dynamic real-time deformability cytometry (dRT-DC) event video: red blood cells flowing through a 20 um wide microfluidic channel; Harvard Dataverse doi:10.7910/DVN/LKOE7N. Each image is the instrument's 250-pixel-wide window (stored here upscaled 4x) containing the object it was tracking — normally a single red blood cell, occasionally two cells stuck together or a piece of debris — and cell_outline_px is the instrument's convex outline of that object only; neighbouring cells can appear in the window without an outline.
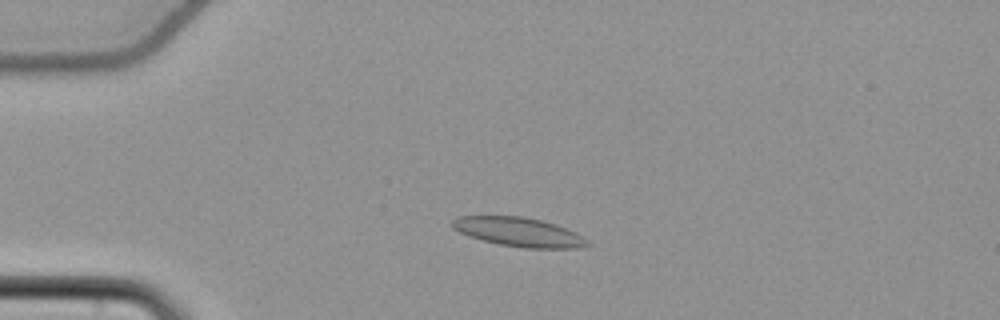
{"species": "common noctule bat (a hibernating species)", "species_latin": "Nyctalus noctula", "temperature_condition": "cold", "stored_images_in_passage": 48, "camera_frame_rate_fps": 3000, "um_per_image_px": 0.085, "animal": {"sex": "female", "body_mass_g": 22.7, "forearm_length_mm": 54.2}, "frame": {"image": 1, "passage_image": 7, "time_ms": 2.0, "image_size_px": [1000, 320], "cell_outline_px": [[592, 244], [576, 248], [524, 248], [500, 244], [484, 240], [460, 232], [452, 228], [452, 220], [456, 216], [524, 216], [556, 224], [576, 232], [588, 240]], "centroid_in_image_um": [44.13, 19.71], "position_along_channel_um": 40.9, "area_um2": 22.77}}
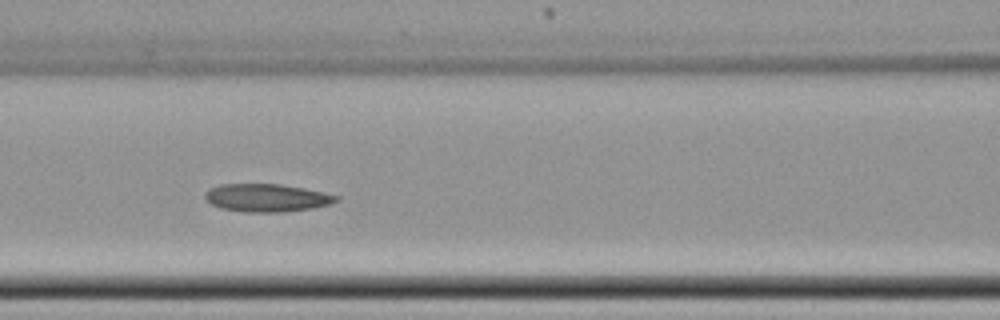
{"frame": {"image": 2, "passage_image": 18, "time_ms": 5.667, "image_size_px": [1000, 320], "cell_outline_px": [[340, 200], [332, 204], [312, 208], [284, 212], [244, 212], [220, 208], [212, 204], [204, 196], [204, 192], [208, 188], [220, 184], [280, 184], [304, 188], [324, 192], [340, 196]], "centroid_in_image_um": [22.69, 16.81], "position_along_channel_um": 143.9, "area_um2": 21.56}}
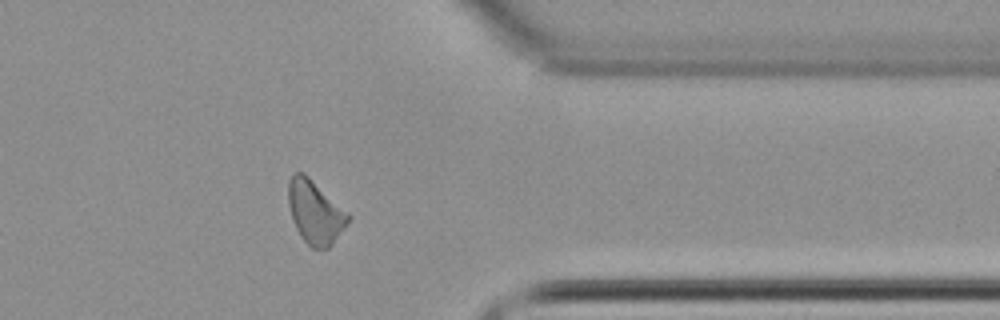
{"frame": {"image": 3, "passage_image": 38, "time_ms": 12.333, "image_size_px": [1000, 320], "cell_outline_px": [[352, 216], [348, 224], [332, 244], [328, 248], [312, 248], [300, 236], [292, 220], [288, 204], [288, 180], [296, 172], [304, 172], [348, 212]], "centroid_in_image_um": [26.79, 18.03], "position_along_channel_um": 384.6, "area_um2": 22.14}, "authors_computed_cell_mechanics": {"area_um2": 21.5016, "velocity_mm_per_s": 3.7718, "shape_relaxation_time_tau1_ms": null, "shape_relaxation_time_tau2_ms": 4.9142, "deformation_change_tau1": null, "deformation_change_tau2": 0.1033}}